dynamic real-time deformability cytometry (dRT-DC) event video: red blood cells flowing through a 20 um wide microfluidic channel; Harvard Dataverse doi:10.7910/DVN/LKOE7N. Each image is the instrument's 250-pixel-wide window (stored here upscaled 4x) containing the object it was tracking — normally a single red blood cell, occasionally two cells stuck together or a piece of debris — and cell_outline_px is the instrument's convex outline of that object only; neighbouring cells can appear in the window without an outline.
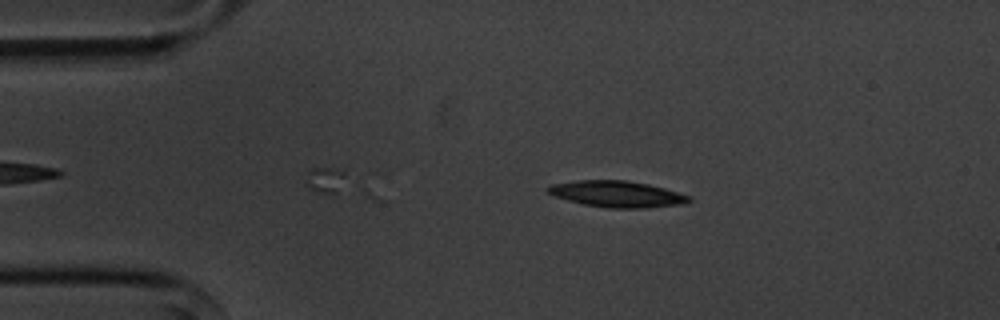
{"species": "common noctule bat (a hibernating species)", "species_latin": "Nyctalus noctula", "temperature_condition": "cold", "stored_images_in_passage": 29, "camera_frame_rate_fps": 3000, "um_per_image_px": 0.085, "animal": {"sex": "male", "body_mass_g": 20.1, "forearm_length_mm": 53.5}, "frame": {"image": 1, "passage_image": 2, "time_ms": 0.333, "image_size_px": [1000, 320], "cell_outline_px": [[692, 200], [684, 204], [644, 208], [608, 208], [584, 204], [568, 200], [556, 196], [548, 192], [544, 188], [548, 184], [576, 180], [624, 180], [648, 184], [664, 188], [692, 196]], "centroid_in_image_um": [52.44, 16.49], "position_along_channel_um": 32.6, "area_um2": 21.73}}
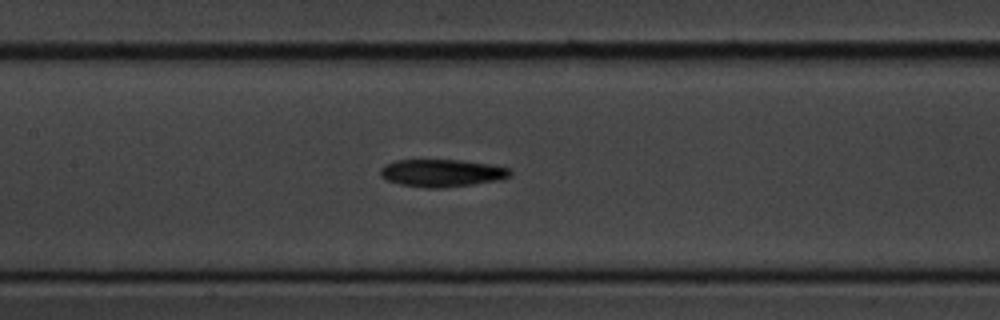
{"frame": {"image": 2, "passage_image": 17, "time_ms": 5.333, "image_size_px": [1000, 320], "cell_outline_px": [[512, 172], [508, 176], [496, 180], [472, 184], [444, 188], [428, 188], [400, 184], [388, 180], [380, 176], [380, 168], [384, 164], [396, 160], [460, 160], [488, 164], [508, 168]], "centroid_in_image_um": [37.49, 14.7], "position_along_channel_um": 169.9, "area_um2": 20.58}}
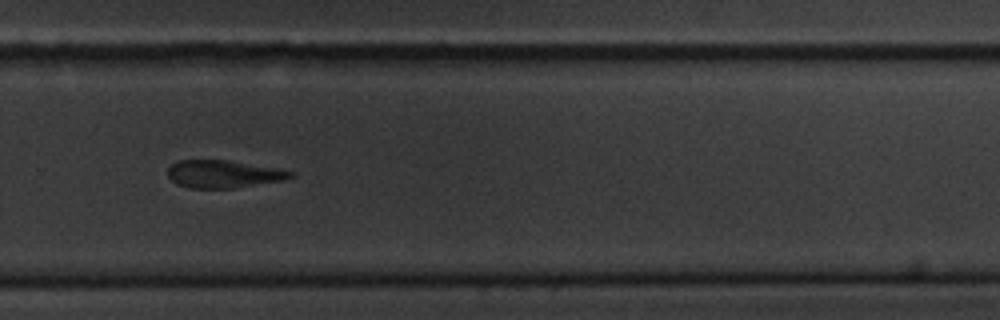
{"frame": {"image": 3, "passage_image": 29, "time_ms": 9.333, "image_size_px": [1000, 320], "cell_outline_px": [[296, 176], [284, 180], [236, 188], [188, 188], [176, 184], [168, 176], [168, 168], [172, 164], [180, 160], [228, 160], [276, 168], [296, 172]], "centroid_in_image_um": [19.02, 14.8], "position_along_channel_um": 310.8, "area_um2": 19.88}}